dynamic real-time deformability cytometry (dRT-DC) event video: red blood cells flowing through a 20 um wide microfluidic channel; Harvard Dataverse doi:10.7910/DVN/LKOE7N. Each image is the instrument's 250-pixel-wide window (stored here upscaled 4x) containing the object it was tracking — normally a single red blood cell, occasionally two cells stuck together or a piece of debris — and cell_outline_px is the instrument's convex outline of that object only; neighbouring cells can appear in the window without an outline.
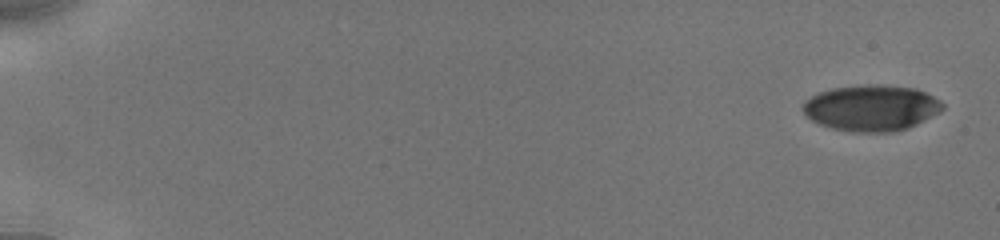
{"species": "human", "species_latin": "Homo sapiens", "temperature_condition": "cold", "stored_images_in_passage": 30, "camera_frame_rate_fps": 3000, "um_per_image_px": 0.085, "donor": {"sex": "male"}, "frame": {"image": 1, "passage_image": 1, "time_ms": 0.0, "image_size_px": [1000, 240], "cell_outline_px": [[944, 108], [940, 112], [908, 128], [896, 132], [852, 132], [832, 128], [820, 124], [812, 120], [804, 112], [804, 100], [820, 92], [832, 88], [876, 84], [880, 84], [916, 88], [940, 100], [944, 104]], "centroid_in_image_um": [74.1, 9.18], "position_along_channel_um": 10.9, "area_um2": 37.34}}
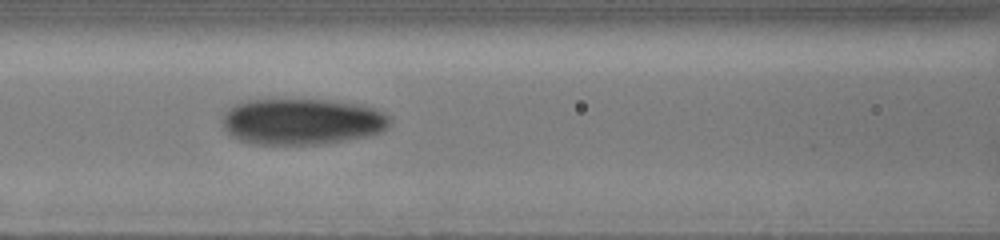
{"frame": {"image": 2, "passage_image": 18, "time_ms": 8.0, "image_size_px": [1000, 240], "cell_outline_px": [[392, 120], [388, 128], [380, 132], [364, 136], [344, 140], [320, 144], [248, 144], [232, 136], [224, 128], [224, 112], [232, 104], [244, 100], [328, 100], [360, 104], [376, 108], [384, 112]], "centroid_in_image_um": [25.67, 10.32], "position_along_channel_um": 140.9, "area_um2": 45.2}}
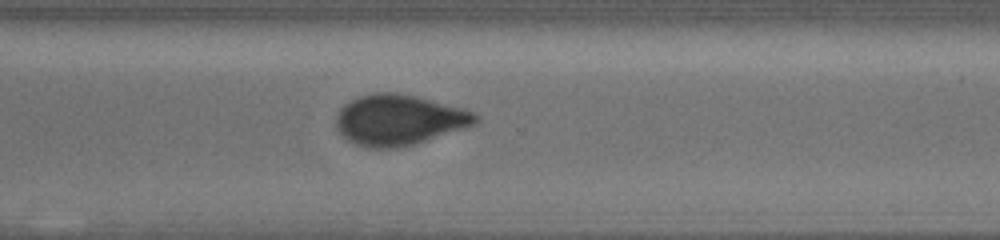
{"frame": {"image": 3, "passage_image": 30, "time_ms": 13.0, "image_size_px": [1000, 240], "cell_outline_px": [[480, 120], [476, 124], [464, 128], [412, 144], [396, 148], [368, 148], [356, 144], [348, 140], [340, 132], [336, 124], [336, 116], [340, 108], [344, 104], [360, 96], [376, 92], [396, 92], [416, 96], [460, 108], [472, 112], [480, 116]], "centroid_in_image_um": [33.89, 10.19], "position_along_channel_um": 336.7, "area_um2": 40.63}}